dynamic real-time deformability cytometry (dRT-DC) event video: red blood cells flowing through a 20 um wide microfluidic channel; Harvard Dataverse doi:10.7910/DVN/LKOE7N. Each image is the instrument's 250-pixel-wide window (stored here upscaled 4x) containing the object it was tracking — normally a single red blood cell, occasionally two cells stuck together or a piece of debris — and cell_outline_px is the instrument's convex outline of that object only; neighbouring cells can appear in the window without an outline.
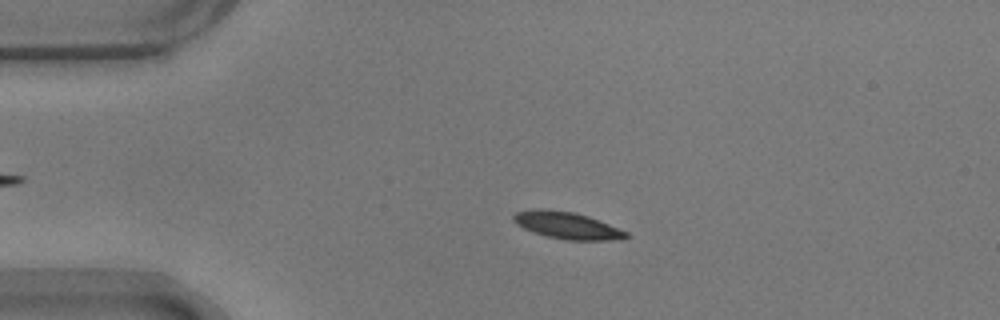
{"species": "common noctule bat (a hibernating species)", "species_latin": "Nyctalus noctula", "temperature_condition": "warm", "stored_images_in_passage": 55, "camera_frame_rate_fps": 3000, "um_per_image_px": 0.085, "animal": {"sex": "male", "body_mass_g": 17.9}, "frame": {"image": 1, "passage_image": 12, "time_ms": 3.667, "image_size_px": [1000, 320], "cell_outline_px": [[628, 236], [620, 240], [568, 240], [548, 236], [524, 228], [516, 224], [512, 220], [512, 216], [516, 212], [536, 208], [540, 208], [576, 212], [588, 216], [628, 232]], "centroid_in_image_um": [48.19, 19.15], "position_along_channel_um": 36.8, "area_um2": 17.57}}
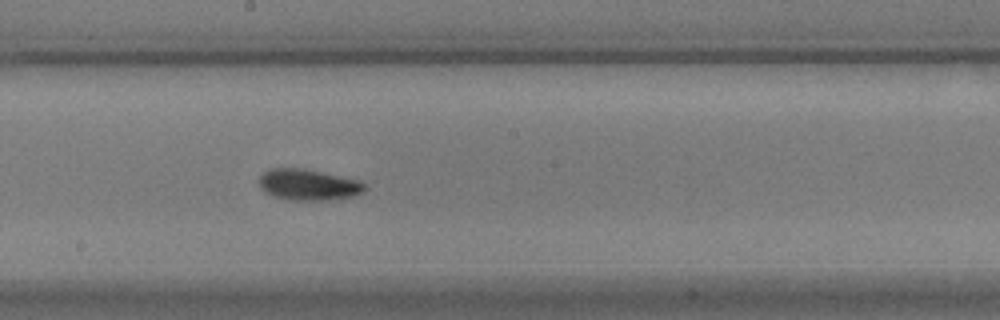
{"frame": {"image": 2, "passage_image": 30, "time_ms": 9.667, "image_size_px": [1000, 320], "cell_outline_px": [[364, 192], [352, 196], [328, 200], [292, 200], [272, 196], [264, 192], [260, 188], [260, 176], [268, 168], [304, 168], [360, 180], [364, 184]], "centroid_in_image_um": [26.18, 15.69], "position_along_channel_um": 222.0, "area_um2": 19.19}}
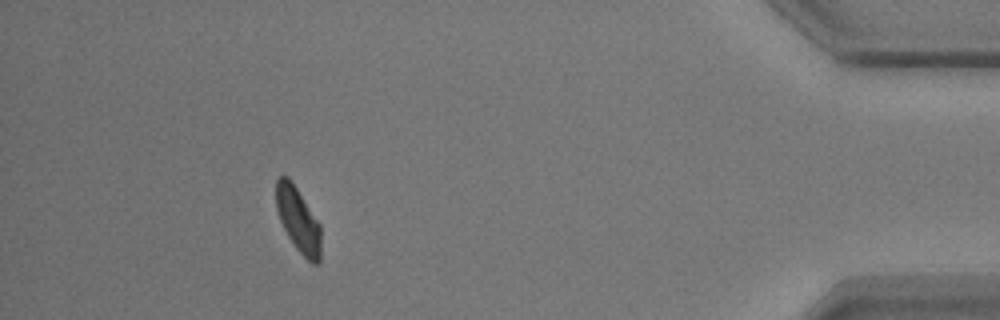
{"frame": {"image": 3, "passage_image": 50, "time_ms": 16.333, "image_size_px": [1000, 320], "cell_outline_px": [[320, 260], [316, 264], [312, 264], [296, 248], [288, 236], [280, 220], [276, 208], [276, 176], [288, 176], [320, 224]], "centroid_in_image_um": [25.33, 18.67], "position_along_channel_um": 409.9, "area_um2": 16.65}, "authors_computed_cell_mechanics": {"area_um2": 17.8024, "velocity_mm_per_s": 3.6634, "shape_relaxation_time_tau1_ms": 2.8853, "shape_relaxation_time_tau2_ms": 2.5406, "deformation_change_tau1": 0.1201, "deformation_change_tau2": 0.0726}}